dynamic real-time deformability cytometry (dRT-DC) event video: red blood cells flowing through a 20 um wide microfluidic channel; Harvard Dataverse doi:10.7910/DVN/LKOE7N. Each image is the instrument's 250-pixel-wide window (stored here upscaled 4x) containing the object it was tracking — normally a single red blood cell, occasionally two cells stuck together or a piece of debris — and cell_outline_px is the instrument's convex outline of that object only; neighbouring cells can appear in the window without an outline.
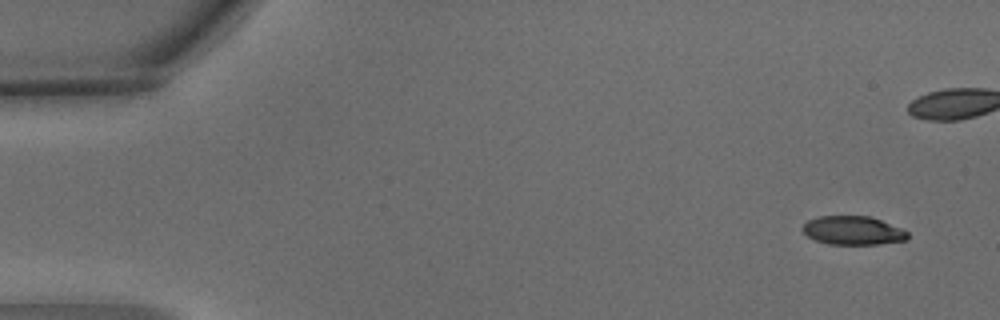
{"species": "common noctule bat (a hibernating species)", "species_latin": "Nyctalus noctula", "temperature_condition": "warm", "stored_images_in_passage": 7, "camera_frame_rate_fps": 3000, "um_per_image_px": 0.085, "animal": {"sex": "male", "body_mass_g": 15.6}, "frame": {"image": 1, "passage_image": 1, "time_ms": 0.0, "image_size_px": [1000, 320], "cell_outline_px": [[908, 240], [880, 244], [828, 244], [816, 240], [808, 236], [800, 228], [808, 220], [820, 216], [868, 216], [904, 228], [908, 232]], "centroid_in_image_um": [72.53, 19.59], "position_along_channel_um": 12.5, "area_um2": 17.63}}
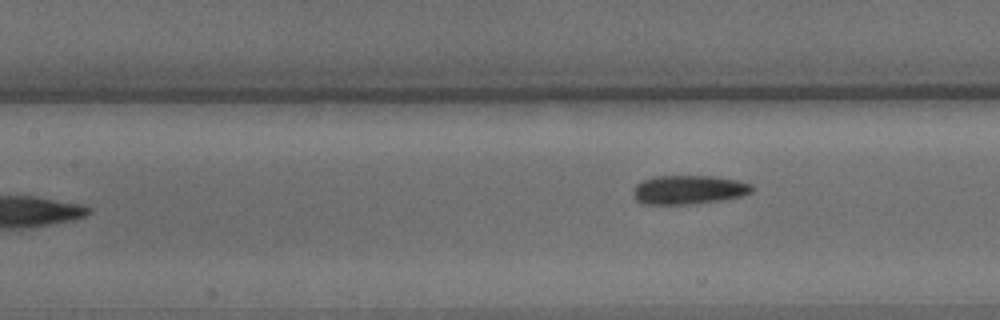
{"frame": {"image": 2, "passage_image": 7, "time_ms": 2.0, "image_size_px": [1000, 320], "cell_outline_px": [[752, 192], [744, 196], [720, 200], [692, 204], [644, 204], [636, 200], [632, 192], [632, 188], [636, 184], [652, 176], [716, 176], [736, 180], [752, 184]], "centroid_in_image_um": [58.52, 16.12], "position_along_channel_um": 148.9, "area_um2": 20.17}}